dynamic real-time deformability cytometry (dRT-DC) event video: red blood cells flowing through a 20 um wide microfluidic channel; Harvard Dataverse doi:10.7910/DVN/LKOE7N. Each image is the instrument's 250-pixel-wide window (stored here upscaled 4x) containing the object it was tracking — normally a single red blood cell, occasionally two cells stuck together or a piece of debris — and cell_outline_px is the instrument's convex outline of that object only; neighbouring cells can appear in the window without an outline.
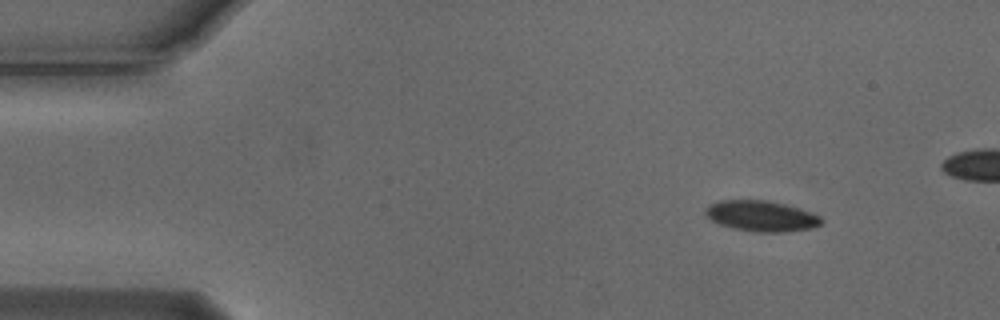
{"species": "Egyptian fruit bat (a non-hibernating species)", "species_latin": "Rousettus aegyptiacus", "temperature_condition": "cold", "stored_images_in_passage": 4, "camera_frame_rate_fps": 3000, "um_per_image_px": 0.085, "animal": {"sex": "male"}, "frame": {"image": 1, "passage_image": 1, "time_ms": 0.0, "image_size_px": [1000, 320], "cell_outline_px": [[824, 220], [820, 224], [812, 228], [784, 232], [756, 232], [732, 228], [720, 224], [712, 220], [704, 212], [708, 204], [716, 200], [764, 200], [784, 204], [800, 208], [820, 216]], "centroid_in_image_um": [64.7, 18.36], "position_along_channel_um": 20.3, "area_um2": 20.75}}